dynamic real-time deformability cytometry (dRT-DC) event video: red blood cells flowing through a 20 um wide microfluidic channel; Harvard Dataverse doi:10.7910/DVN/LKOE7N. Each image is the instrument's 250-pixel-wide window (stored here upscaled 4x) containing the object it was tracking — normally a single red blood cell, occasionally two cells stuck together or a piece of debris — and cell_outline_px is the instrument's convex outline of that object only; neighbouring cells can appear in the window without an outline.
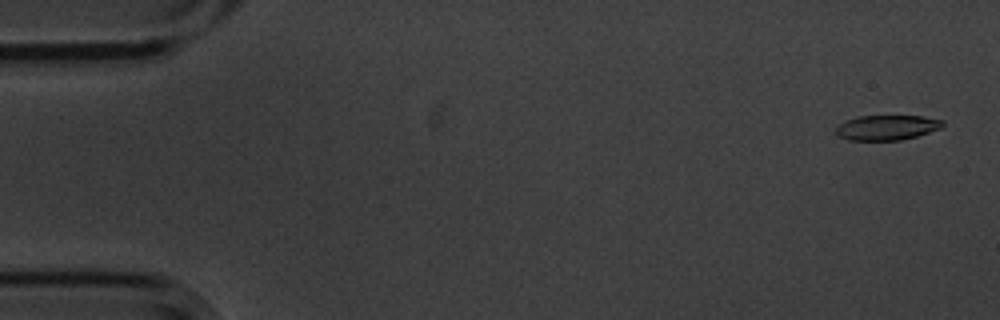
{"species": "common noctule bat (a hibernating species)", "species_latin": "Nyctalus noctula", "temperature_condition": "cold", "stored_images_in_passage": 56, "camera_frame_rate_fps": 3000, "um_per_image_px": 0.085, "animal": {"sex": "male", "body_mass_g": 20.1, "forearm_length_mm": 53.5}, "frame": {"image": 1, "passage_image": 2, "time_ms": 0.333, "image_size_px": [1000, 320], "cell_outline_px": [[944, 124], [940, 128], [916, 136], [900, 140], [848, 140], [836, 136], [836, 124], [844, 120], [856, 116], [920, 116], [944, 120]], "centroid_in_image_um": [75.3, 10.83], "position_along_channel_um": 9.7, "area_um2": 15.66}}
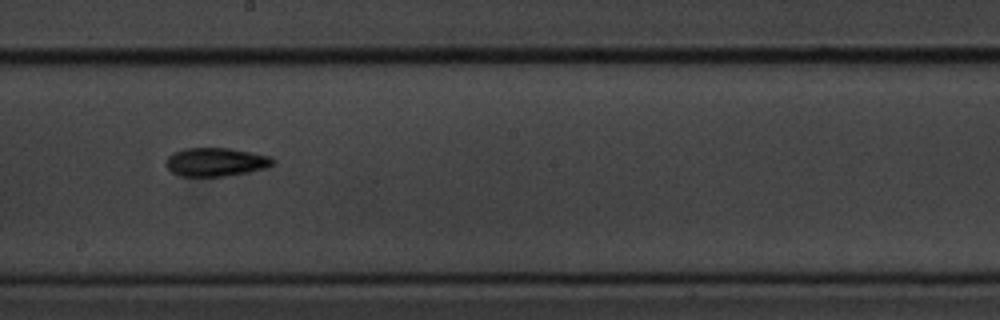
{"frame": {"image": 2, "passage_image": 31, "time_ms": 10.0, "image_size_px": [1000, 320], "cell_outline_px": [[276, 160], [268, 168], [248, 172], [224, 176], [180, 176], [172, 172], [164, 164], [164, 160], [172, 152], [184, 148], [228, 148], [268, 156]], "centroid_in_image_um": [18.29, 13.77], "position_along_channel_um": 229.9, "area_um2": 17.8}}
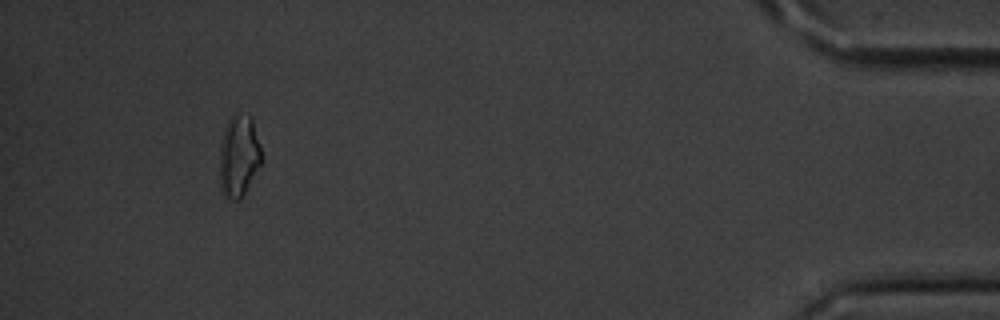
{"frame": {"image": 3, "passage_image": 52, "time_ms": 17.0, "image_size_px": [1000, 320], "cell_outline_px": [[264, 160], [240, 200], [232, 200], [220, 192], [220, 144], [224, 128], [232, 112], [252, 116]], "centroid_in_image_um": [20.31, 13.24], "position_along_channel_um": 414.9, "area_um2": 20.46}, "authors_computed_cell_mechanics": {"area_um2": 17.1088, "velocity_mm_per_s": 3.5747, "shape_relaxation_time_tau1_ms": 4.9984, "shape_relaxation_time_tau2_ms": 3.7777, "deformation_change_tau1": 0.1631, "deformation_change_tau2": 0.1147}}